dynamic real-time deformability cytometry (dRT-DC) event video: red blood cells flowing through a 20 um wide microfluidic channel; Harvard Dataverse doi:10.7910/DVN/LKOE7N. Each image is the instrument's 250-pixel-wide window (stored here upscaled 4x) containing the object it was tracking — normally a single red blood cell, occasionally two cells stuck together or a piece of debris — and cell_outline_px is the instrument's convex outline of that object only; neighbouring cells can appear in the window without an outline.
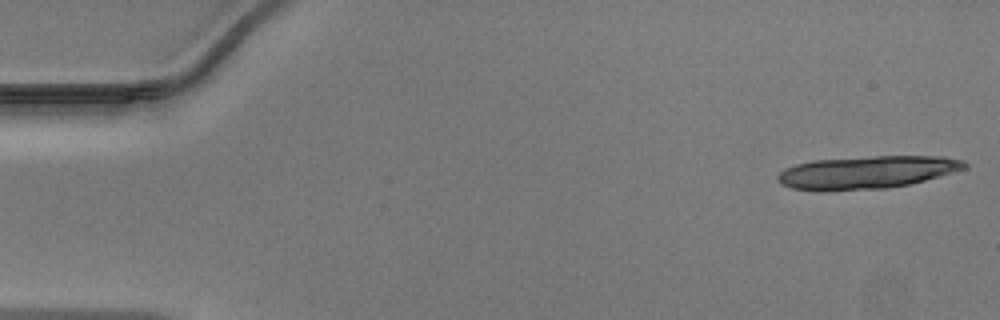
{"species": "Egyptian fruit bat (a non-hibernating species)", "species_latin": "Rousettus aegyptiacus", "temperature_condition": "warm", "stored_images_in_passage": 15, "camera_frame_rate_fps": 3000, "um_per_image_px": 0.085, "animal": {"sex": "male"}, "frame": {"image": 1, "passage_image": 1, "time_ms": 0.0, "image_size_px": [1000, 320], "cell_outline_px": [[968, 168], [924, 180], [908, 184], [884, 188], [816, 192], [792, 188], [784, 184], [776, 176], [784, 168], [796, 164], [812, 160], [876, 156], [944, 156], [964, 160], [968, 164]], "centroid_in_image_um": [73.68, 14.64], "position_along_channel_um": 11.3, "area_um2": 35.78}}